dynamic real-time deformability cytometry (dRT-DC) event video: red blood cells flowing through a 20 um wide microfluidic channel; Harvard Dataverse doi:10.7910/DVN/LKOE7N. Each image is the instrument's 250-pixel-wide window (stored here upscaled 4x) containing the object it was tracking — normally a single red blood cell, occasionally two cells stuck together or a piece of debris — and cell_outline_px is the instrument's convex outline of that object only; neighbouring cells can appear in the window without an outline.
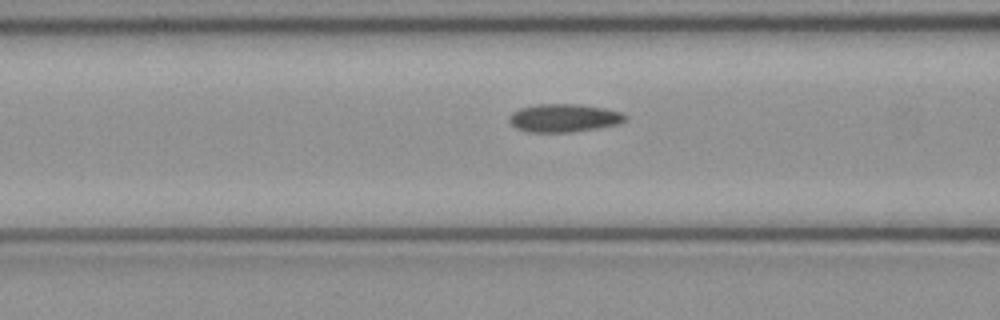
{"species": "common noctule bat (a hibernating species)", "species_latin": "Nyctalus noctula", "temperature_condition": "cold", "stored_images_in_passage": 7, "camera_frame_rate_fps": 3000, "um_per_image_px": 0.085, "animal": {"sex": "female", "body_mass_g": 21.9}, "frame": {"image": 1, "passage_image": 6, "time_ms": 1.667, "image_size_px": [1000, 320], "cell_outline_px": [[628, 120], [620, 124], [572, 132], [528, 132], [516, 128], [508, 120], [508, 116], [512, 112], [520, 108], [536, 104], [576, 104], [604, 108], [620, 112], [628, 116]], "centroid_in_image_um": [47.94, 10.03], "position_along_channel_um": 118.7, "area_um2": 19.13}}
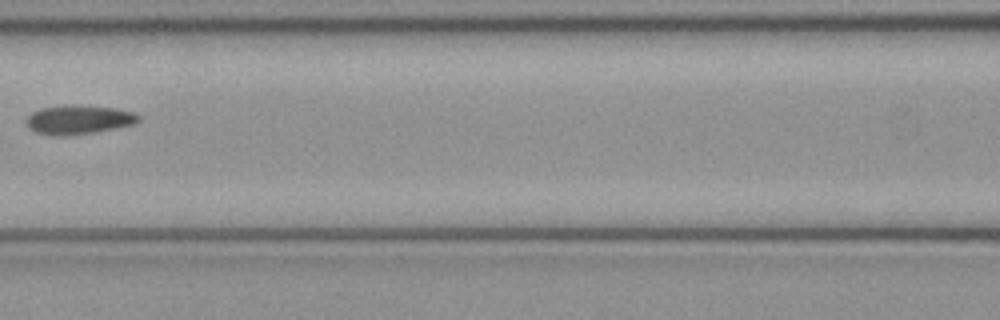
{"frame": {"image": 2, "passage_image": 7, "time_ms": 2.0, "image_size_px": [1000, 320], "cell_outline_px": [[140, 120], [136, 124], [96, 132], [64, 136], [52, 136], [36, 132], [28, 128], [28, 116], [32, 112], [40, 108], [64, 104], [76, 104], [116, 108], [132, 112], [140, 116]], "centroid_in_image_um": [6.7, 10.16], "position_along_channel_um": 159.9, "area_um2": 19.31}}